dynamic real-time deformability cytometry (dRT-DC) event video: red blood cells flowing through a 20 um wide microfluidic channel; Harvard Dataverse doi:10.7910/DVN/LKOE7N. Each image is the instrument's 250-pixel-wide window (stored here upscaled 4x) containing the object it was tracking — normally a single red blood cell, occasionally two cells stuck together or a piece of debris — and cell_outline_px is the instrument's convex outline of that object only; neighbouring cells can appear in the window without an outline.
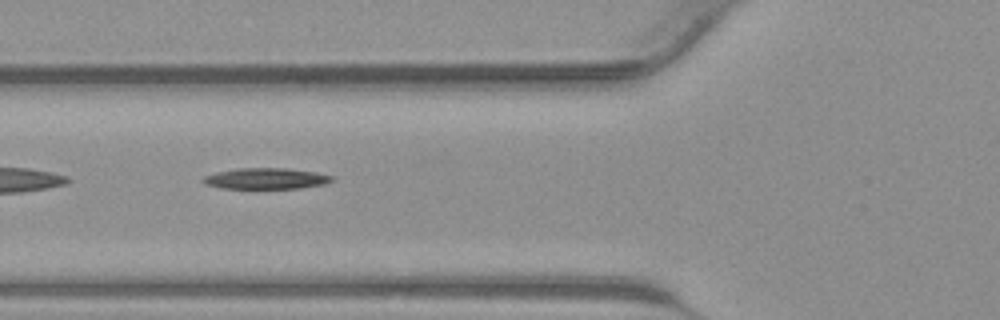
{"species": "common noctule bat (a hibernating species)", "species_latin": "Nyctalus noctula", "temperature_condition": "warm", "stored_images_in_passage": 42, "segment_of_instrument_passage": [2, 2], "camera_frame_rate_fps": 3000, "um_per_image_px": 0.085, "animal": {"sex": "male", "body_mass_g": 23.1, "forearm_length_mm": 52.7}, "frame": {"image": 1, "passage_image": 16, "time_ms": 5.0, "image_size_px": [1000, 320], "cell_outline_px": [[336, 180], [328, 184], [300, 188], [220, 188], [204, 184], [200, 180], [204, 176], [216, 172], [236, 168], [288, 168], [316, 172], [332, 176]], "centroid_in_image_um": [22.62, 15.17], "position_along_channel_um": 103.2, "area_um2": 16.01}}
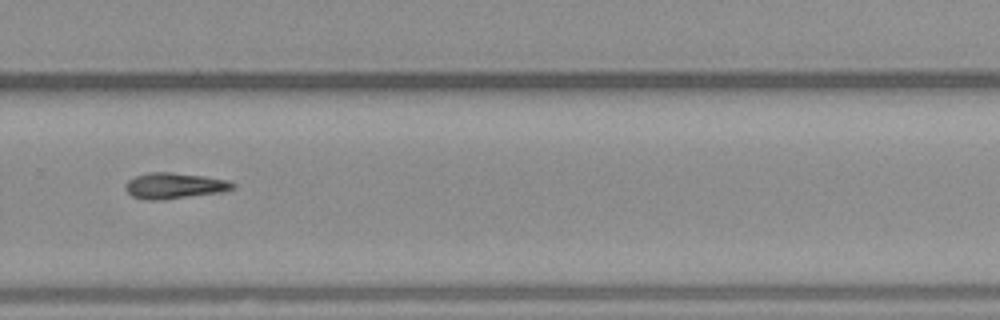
{"frame": {"image": 2, "passage_image": 29, "time_ms": 9.333, "image_size_px": [1000, 320], "cell_outline_px": [[236, 188], [224, 192], [164, 200], [148, 200], [132, 196], [124, 188], [124, 184], [128, 180], [136, 176], [148, 172], [168, 172], [204, 176], [228, 180], [236, 184]], "centroid_in_image_um": [14.85, 15.79], "position_along_channel_um": 315.0, "area_um2": 16.42}}
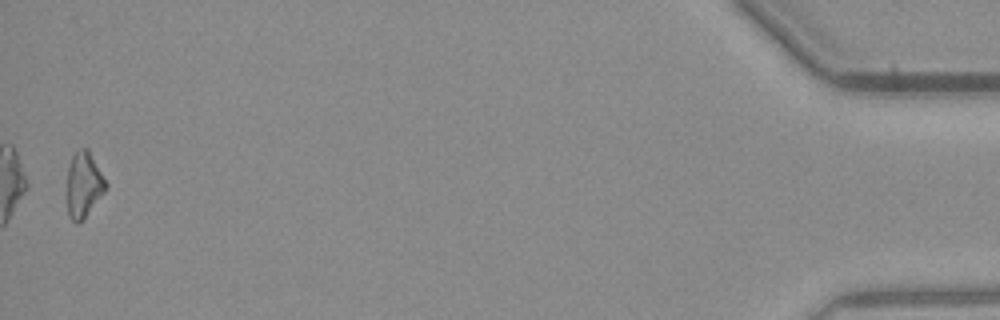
{"frame": {"image": 3, "passage_image": 42, "time_ms": 13.667, "image_size_px": [1000, 320], "cell_outline_px": [[108, 188], [84, 220], [76, 224], [68, 216], [68, 168], [72, 156], [80, 148], [88, 148], [108, 184]], "centroid_in_image_um": [7.15, 15.73], "position_along_channel_um": 428.1, "area_um2": 14.91}}